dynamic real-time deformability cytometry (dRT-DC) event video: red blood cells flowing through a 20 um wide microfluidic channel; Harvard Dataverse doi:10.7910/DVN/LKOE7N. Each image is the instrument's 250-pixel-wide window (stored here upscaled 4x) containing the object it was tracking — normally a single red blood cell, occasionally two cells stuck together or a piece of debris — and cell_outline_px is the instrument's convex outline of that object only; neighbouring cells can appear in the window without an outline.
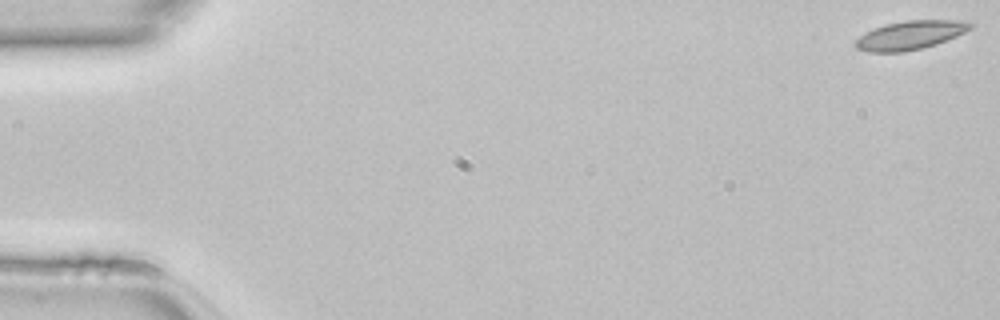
{"species": "common noctule bat (a hibernating species)", "species_latin": "Nyctalus noctula", "temperature_condition": "room temperature", "stored_images_in_passage": 12, "camera_frame_rate_fps": 3000, "um_per_image_px": 0.085, "animal": {"sex": "female", "body_mass_g": 22.7, "forearm_length_mm": 54.2}, "frame": {"image": 1, "passage_image": 1, "time_ms": 0.0, "image_size_px": [1000, 320], "cell_outline_px": [[976, 24], [972, 28], [956, 36], [936, 44], [904, 52], [868, 52], [856, 48], [856, 40], [860, 36], [884, 24], [904, 20], [960, 20]], "centroid_in_image_um": [77.4, 2.98], "position_along_channel_um": 7.6, "area_um2": 19.07}}